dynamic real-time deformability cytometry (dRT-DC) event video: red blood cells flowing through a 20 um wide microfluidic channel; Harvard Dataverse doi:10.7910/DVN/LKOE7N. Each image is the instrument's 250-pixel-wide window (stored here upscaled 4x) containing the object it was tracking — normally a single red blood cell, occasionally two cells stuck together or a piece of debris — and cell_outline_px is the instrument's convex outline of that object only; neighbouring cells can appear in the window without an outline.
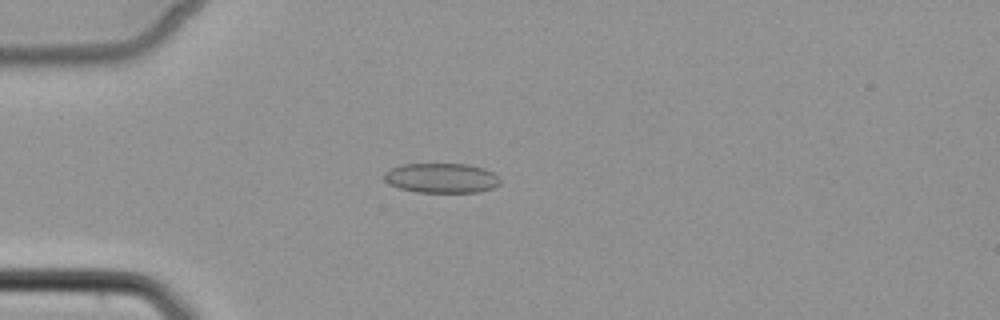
{"species": "common noctule bat (a hibernating species)", "species_latin": "Nyctalus noctula", "temperature_condition": "cold", "stored_images_in_passage": 4, "camera_frame_rate_fps": 3000, "um_per_image_px": 0.085, "animal": {"sex": "female", "body_mass_g": 22.7, "forearm_length_mm": 54.2}, "frame": {"image": 1, "passage_image": 4, "time_ms": 3.333, "image_size_px": [1000, 320], "cell_outline_px": [[500, 184], [492, 188], [476, 192], [416, 192], [400, 188], [388, 184], [384, 180], [384, 172], [392, 168], [404, 164], [468, 164], [484, 168], [500, 176]], "centroid_in_image_um": [37.54, 15.13], "position_along_channel_um": 47.5, "area_um2": 20.17}}